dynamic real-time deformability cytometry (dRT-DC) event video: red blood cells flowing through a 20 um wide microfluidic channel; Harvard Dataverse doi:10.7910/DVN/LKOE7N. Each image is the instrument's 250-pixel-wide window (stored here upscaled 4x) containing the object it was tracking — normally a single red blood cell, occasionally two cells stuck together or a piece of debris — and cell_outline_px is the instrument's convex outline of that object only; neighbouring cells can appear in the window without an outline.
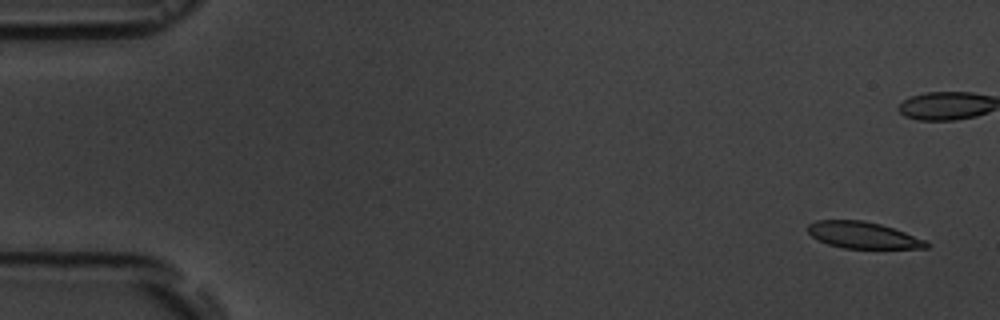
{"species": "common noctule bat (a hibernating species)", "species_latin": "Nyctalus noctula", "temperature_condition": "room temperature", "stored_images_in_passage": 6, "camera_frame_rate_fps": 3000, "um_per_image_px": 0.085, "animal": {"sex": "male", "body_mass_g": 19.5, "forearm_length_mm": 54.6}, "frame": {"image": 1, "passage_image": 1, "time_ms": 0.0, "image_size_px": [1000, 320], "cell_outline_px": [[928, 248], [844, 248], [828, 244], [812, 236], [808, 232], [808, 224], [816, 220], [864, 220], [880, 224], [904, 232], [924, 240], [928, 244]], "centroid_in_image_um": [73.31, 19.98], "position_along_channel_um": 11.7, "area_um2": 18.03}}
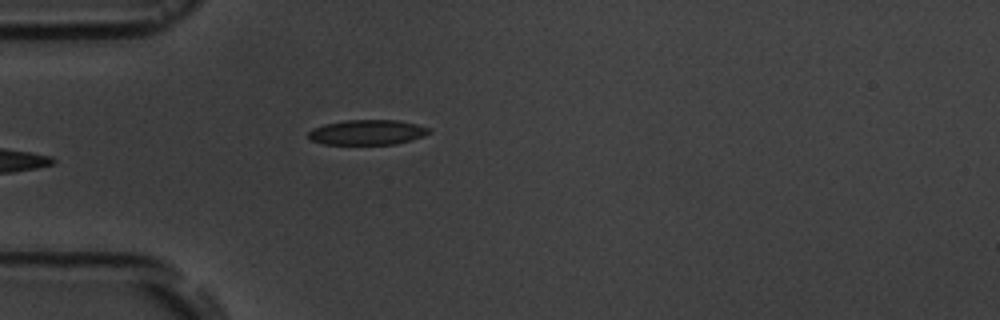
{"frame": {"image": 2, "passage_image": 6, "time_ms": 5.667, "image_size_px": [1000, 320], "cell_outline_px": [[432, 132], [424, 136], [412, 140], [396, 144], [324, 144], [312, 140], [308, 136], [308, 132], [312, 128], [324, 124], [344, 120], [396, 120], [416, 124], [428, 128]], "centroid_in_image_um": [31.22, 11.24], "position_along_channel_um": 53.8, "area_um2": 17.63}}